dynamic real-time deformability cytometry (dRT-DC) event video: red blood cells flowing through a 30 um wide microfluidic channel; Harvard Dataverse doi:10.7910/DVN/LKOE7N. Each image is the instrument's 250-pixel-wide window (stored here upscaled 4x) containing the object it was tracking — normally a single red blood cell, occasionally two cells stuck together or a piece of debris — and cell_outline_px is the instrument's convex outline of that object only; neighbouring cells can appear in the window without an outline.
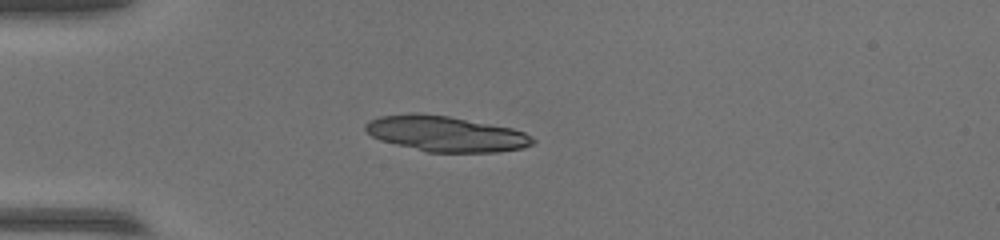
{"species": "common noctule bat (a hibernating species)", "species_latin": "Nyctalus noctula", "temperature_condition": "warm", "stored_images_in_passage": 52, "camera_frame_rate_fps": 3000, "um_per_image_px": 0.085, "animal": {"sex": "female", "body_mass_g": 17.0, "forearm_length_mm": 48.0}, "frame": {"image": 1, "passage_image": 14, "time_ms": 4.333, "image_size_px": [1000, 240], "cell_outline_px": [[536, 140], [532, 144], [520, 148], [496, 152], [428, 152], [380, 140], [372, 136], [364, 128], [364, 124], [368, 120], [380, 116], [408, 112], [416, 112], [448, 116], [512, 128], [524, 132], [532, 136]], "centroid_in_image_um": [37.86, 11.35], "position_along_channel_um": 47.1, "area_um2": 34.62}}